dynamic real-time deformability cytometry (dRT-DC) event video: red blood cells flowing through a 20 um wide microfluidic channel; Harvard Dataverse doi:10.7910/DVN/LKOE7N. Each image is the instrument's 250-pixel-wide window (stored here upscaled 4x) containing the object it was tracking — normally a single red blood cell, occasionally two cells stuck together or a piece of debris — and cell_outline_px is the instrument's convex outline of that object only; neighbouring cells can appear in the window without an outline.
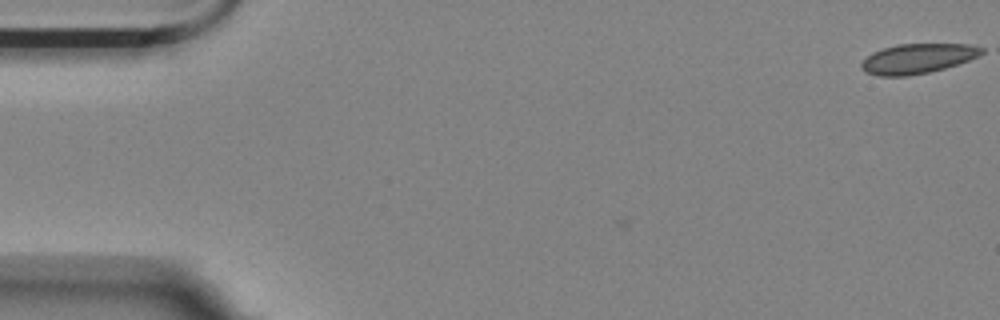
{"species": "Egyptian fruit bat (a non-hibernating species)", "species_latin": "Rousettus aegyptiacus", "temperature_condition": "room temperature", "stored_images_in_passage": 7, "camera_frame_rate_fps": 3000, "um_per_image_px": 0.085, "animal": {"sex": "female"}, "frame": {"image": 1, "passage_image": 1, "time_ms": 0.0, "image_size_px": [1000, 320], "cell_outline_px": [[984, 52], [968, 60], [944, 68], [928, 72], [908, 76], [880, 76], [868, 72], [860, 68], [860, 64], [872, 52], [896, 44], [968, 44], [984, 48]], "centroid_in_image_um": [77.98, 4.97], "position_along_channel_um": 7.0, "area_um2": 20.63}}
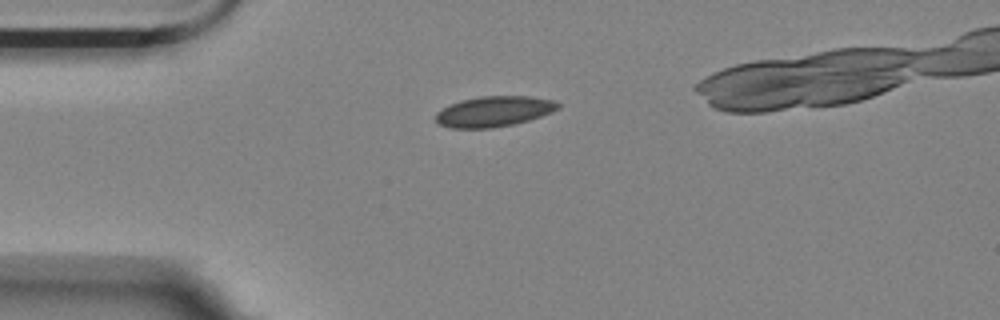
{"frame": {"image": 2, "passage_image": 5, "time_ms": 4.333, "image_size_px": [1000, 320], "cell_outline_px": [[560, 108], [552, 112], [528, 120], [512, 124], [492, 128], [452, 128], [436, 124], [436, 112], [460, 100], [480, 96], [532, 96], [556, 100], [560, 104]], "centroid_in_image_um": [42.0, 9.46], "position_along_channel_um": 43.0, "area_um2": 21.79}}
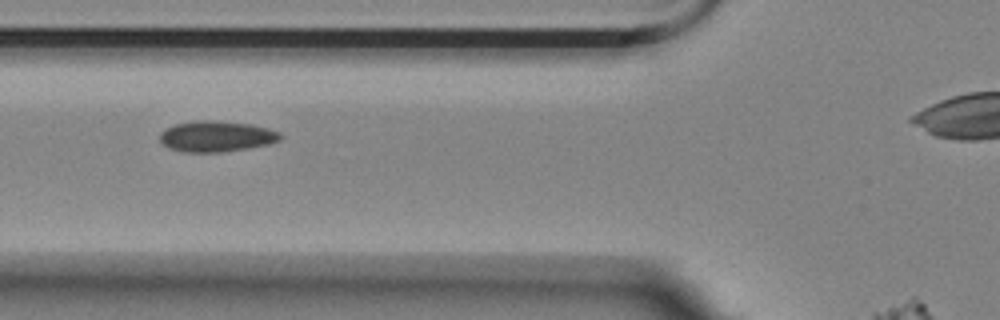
{"frame": {"image": 3, "passage_image": 7, "time_ms": 6.667, "image_size_px": [1000, 320], "cell_outline_px": [[284, 136], [280, 140], [268, 144], [224, 152], [180, 152], [168, 148], [160, 144], [160, 132], [164, 128], [176, 124], [196, 120], [212, 120], [252, 124], [268, 128], [280, 132]], "centroid_in_image_um": [18.36, 11.59], "position_along_channel_um": 107.4, "area_um2": 21.96}}